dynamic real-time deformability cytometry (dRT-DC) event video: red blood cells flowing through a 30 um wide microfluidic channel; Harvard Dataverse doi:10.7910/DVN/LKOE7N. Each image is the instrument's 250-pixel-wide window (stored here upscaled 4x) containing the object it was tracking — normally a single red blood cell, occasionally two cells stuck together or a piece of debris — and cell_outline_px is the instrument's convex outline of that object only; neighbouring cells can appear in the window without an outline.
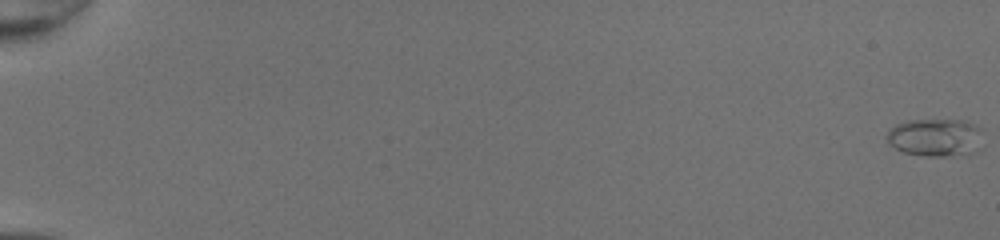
{"species": "common noctule bat (a hibernating species)", "species_latin": "Nyctalus noctula", "temperature_condition": "room temperature", "stored_images_in_passage": 52, "camera_frame_rate_fps": 3000, "um_per_image_px": 0.085, "animal": {"sex": "female", "body_mass_g": 20.0, "forearm_length_mm": 54.0}, "frame": {"image": 1, "passage_image": 1, "time_ms": 0.0, "image_size_px": [1000, 240], "cell_outline_px": [[984, 148], [976, 152], [964, 156], [924, 156], [904, 152], [888, 144], [884, 136], [888, 128], [904, 120], [968, 120], [976, 124], [980, 128]], "centroid_in_image_um": [79.55, 11.69], "position_along_channel_um": 5.5, "area_um2": 22.2}}
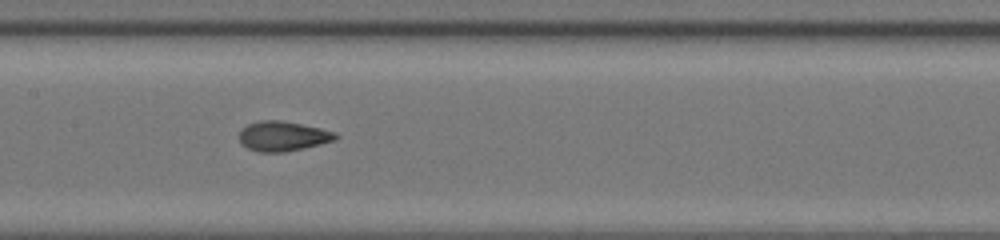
{"frame": {"image": 2, "passage_image": 29, "time_ms": 9.333, "image_size_px": [1000, 240], "cell_outline_px": [[340, 136], [336, 140], [320, 144], [284, 152], [260, 152], [248, 148], [240, 144], [240, 132], [248, 124], [260, 120], [284, 120], [320, 128], [336, 132]], "centroid_in_image_um": [24.07, 11.56], "position_along_channel_um": 183.3, "area_um2": 16.76}}
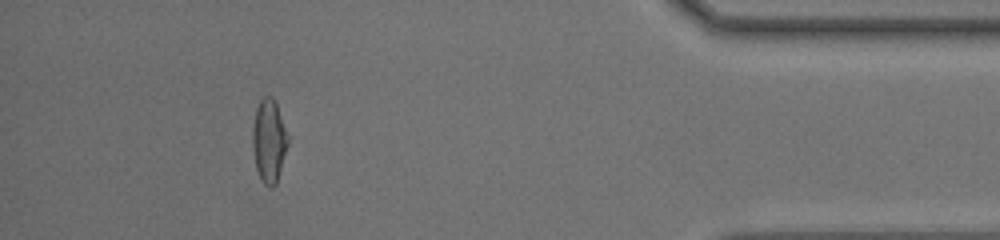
{"frame": {"image": 3, "passage_image": 48, "time_ms": 15.667, "image_size_px": [1000, 240], "cell_outline_px": [[288, 144], [276, 184], [272, 188], [264, 184], [260, 180], [256, 168], [252, 148], [252, 128], [256, 108], [260, 100], [264, 96], [272, 96], [276, 100], [288, 136]], "centroid_in_image_um": [22.85, 11.95], "position_along_channel_um": 412.4, "area_um2": 17.34}, "authors_computed_cell_mechanics": {"area_um2": 16.8198, "velocity_mm_per_s": 4.3032, "shape_relaxation_time_tau1_ms": 7.5428, "shape_relaxation_time_tau2_ms": 1.1061, "deformation_change_tau1": 0.2041, "deformation_change_tau2": 0.0788}}